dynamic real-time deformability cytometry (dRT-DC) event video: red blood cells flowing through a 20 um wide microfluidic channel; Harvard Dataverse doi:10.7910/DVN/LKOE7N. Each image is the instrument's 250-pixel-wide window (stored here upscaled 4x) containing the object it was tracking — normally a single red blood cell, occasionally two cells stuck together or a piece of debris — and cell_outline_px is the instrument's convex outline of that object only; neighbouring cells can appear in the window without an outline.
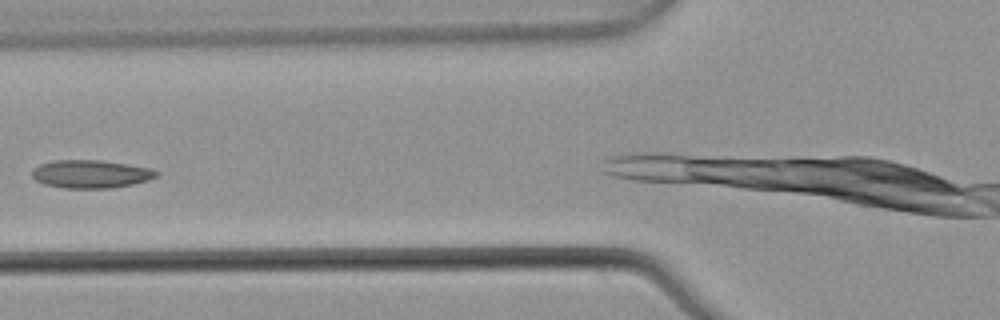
{"species": "common noctule bat (a hibernating species)", "species_latin": "Nyctalus noctula", "temperature_condition": "warm", "stored_images_in_passage": 4, "camera_frame_rate_fps": 3000, "um_per_image_px": 0.085, "animal": {"sex": "male", "body_mass_g": 21.5, "forearm_length_mm": 52.0}, "frame": {"image": 1, "passage_image": 2, "time_ms": 0.333, "image_size_px": [1000, 320], "cell_outline_px": [[160, 172], [156, 176], [148, 180], [132, 184], [112, 188], [64, 188], [44, 184], [36, 180], [32, 176], [32, 168], [40, 164], [56, 160], [100, 160], [128, 164], [152, 168]], "centroid_in_image_um": [7.72, 14.79], "position_along_channel_um": 118.1, "area_um2": 20.4}}